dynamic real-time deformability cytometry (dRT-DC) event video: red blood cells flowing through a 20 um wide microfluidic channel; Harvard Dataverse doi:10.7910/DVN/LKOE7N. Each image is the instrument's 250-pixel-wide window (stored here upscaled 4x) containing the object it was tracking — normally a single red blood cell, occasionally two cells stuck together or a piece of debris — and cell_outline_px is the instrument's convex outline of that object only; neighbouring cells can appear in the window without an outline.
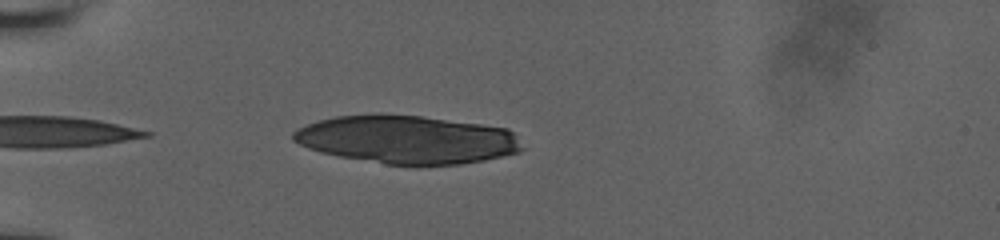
{"species": "human", "species_latin": "Homo sapiens", "temperature_condition": "room temperature", "stored_images_in_passage": 8, "camera_frame_rate_fps": 3000, "um_per_image_px": 0.085, "donor": {"sex": "male"}, "frame": {"image": 1, "passage_image": 2, "time_ms": 0.333, "image_size_px": [1000, 240], "cell_outline_px": [[524, 148], [520, 152], [484, 160], [460, 164], [388, 164], [340, 156], [320, 152], [308, 148], [292, 140], [292, 132], [296, 128], [320, 120], [336, 116], [380, 112], [420, 116], [480, 124], [508, 128], [512, 132]], "centroid_in_image_um": [34.57, 11.83], "position_along_channel_um": 50.4, "area_um2": 64.22}}